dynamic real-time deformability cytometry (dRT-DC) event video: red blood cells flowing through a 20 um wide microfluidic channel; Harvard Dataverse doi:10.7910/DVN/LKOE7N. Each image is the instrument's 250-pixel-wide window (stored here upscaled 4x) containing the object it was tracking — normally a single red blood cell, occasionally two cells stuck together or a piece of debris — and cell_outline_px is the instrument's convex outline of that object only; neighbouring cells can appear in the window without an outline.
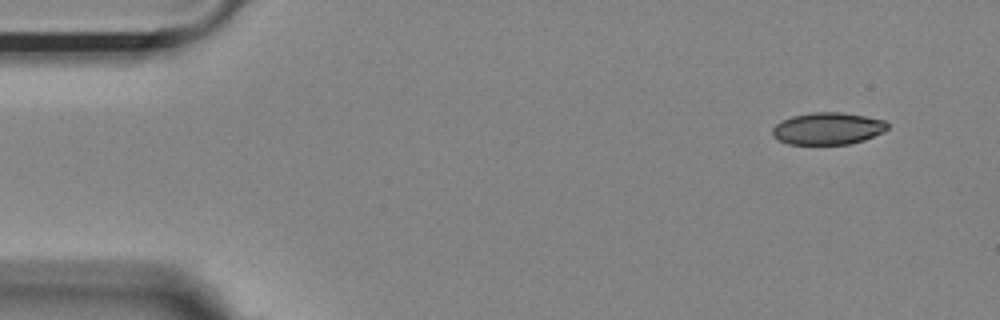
{"species": "Egyptian fruit bat (a non-hibernating species)", "species_latin": "Rousettus aegyptiacus", "temperature_condition": "room temperature", "stored_images_in_passage": 51, "camera_frame_rate_fps": 3000, "um_per_image_px": 0.085, "animal": {"sex": "female"}, "frame": {"image": 1, "passage_image": 1, "time_ms": 0.0, "image_size_px": [1000, 320], "cell_outline_px": [[888, 128], [884, 132], [864, 140], [848, 144], [788, 144], [776, 140], [772, 136], [772, 128], [776, 124], [792, 116], [812, 112], [840, 112], [864, 116], [884, 120], [888, 124]], "centroid_in_image_um": [70.34, 10.93], "position_along_channel_um": 14.7, "area_um2": 21.56}}
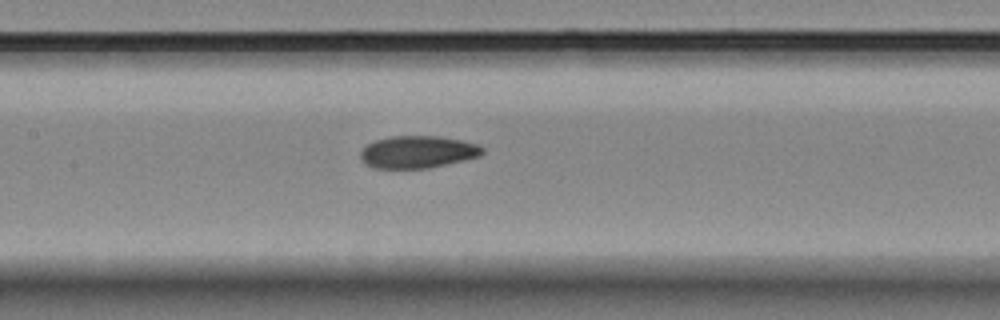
{"frame": {"image": 2, "passage_image": 22, "time_ms": 7.0, "image_size_px": [1000, 320], "cell_outline_px": [[484, 152], [480, 156], [464, 160], [428, 168], [372, 168], [360, 156], [360, 152], [368, 144], [376, 140], [392, 136], [440, 136], [480, 144], [484, 148]], "centroid_in_image_um": [35.55, 12.91], "position_along_channel_um": 171.8, "area_um2": 22.83}}
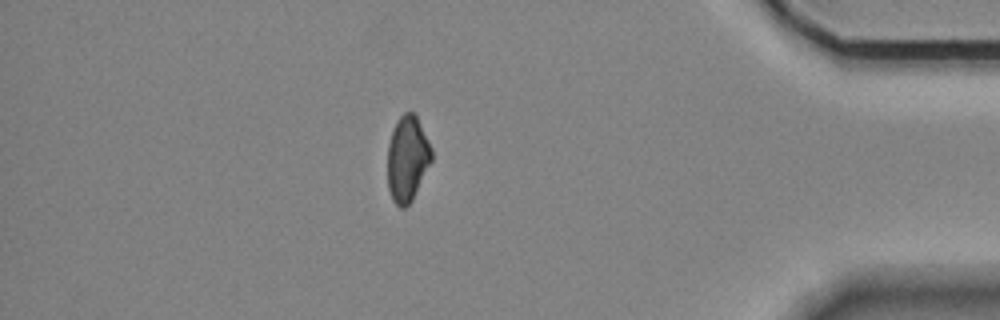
{"frame": {"image": 3, "passage_image": 44, "time_ms": 14.333, "image_size_px": [1000, 320], "cell_outline_px": [[432, 160], [412, 200], [404, 208], [400, 208], [392, 200], [388, 188], [388, 144], [396, 120], [404, 112], [412, 112], [416, 116], [432, 148]], "centroid_in_image_um": [34.62, 13.5], "position_along_channel_um": 400.6, "area_um2": 21.85}, "authors_computed_cell_mechanics": {"area_um2": 22.8888, "velocity_mm_per_s": 3.6472, "shape_relaxation_time_tau1_ms": null, "shape_relaxation_time_tau2_ms": 4.881, "deformation_change_tau1": null, "deformation_change_tau2": 0.0941}}